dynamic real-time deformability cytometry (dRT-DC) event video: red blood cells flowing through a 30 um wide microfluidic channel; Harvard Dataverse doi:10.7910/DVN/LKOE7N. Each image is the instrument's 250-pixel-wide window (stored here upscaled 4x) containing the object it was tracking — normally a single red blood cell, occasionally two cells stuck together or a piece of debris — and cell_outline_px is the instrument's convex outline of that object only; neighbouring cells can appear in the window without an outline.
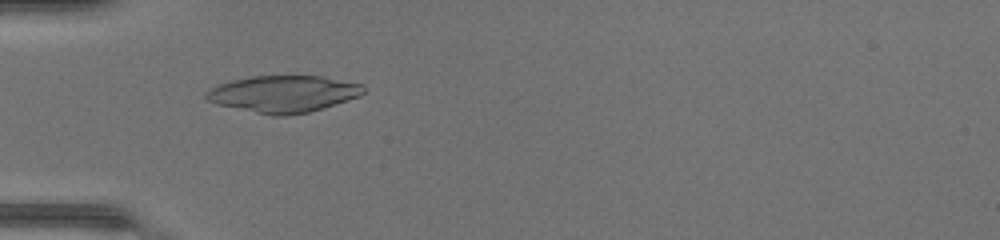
{"species": "common noctule bat (a hibernating species)", "species_latin": "Nyctalus noctula", "temperature_condition": "warm", "stored_images_in_passage": 49, "camera_frame_rate_fps": 3000, "um_per_image_px": 0.085, "animal": {"sex": "female", "body_mass_g": 17.0, "forearm_length_mm": 48.0}, "frame": {"image": 1, "passage_image": 17, "time_ms": 5.333, "image_size_px": [1000, 240], "cell_outline_px": [[364, 92], [360, 96], [308, 112], [288, 116], [272, 116], [216, 104], [208, 100], [204, 96], [204, 92], [208, 88], [232, 80], [252, 76], [320, 76], [364, 84]], "centroid_in_image_um": [24.05, 7.98], "position_along_channel_um": 60.9, "area_um2": 33.7}}
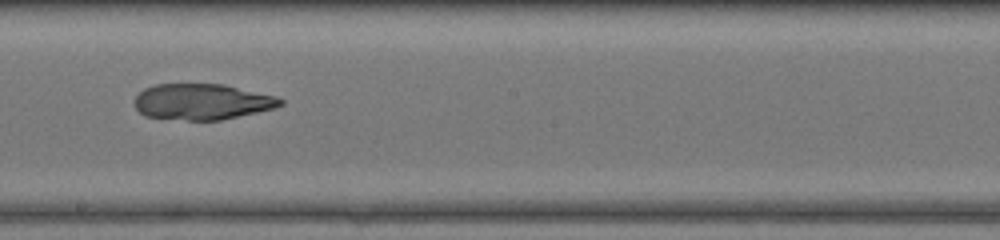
{"frame": {"image": 2, "passage_image": 29, "time_ms": 9.333, "image_size_px": [1000, 240], "cell_outline_px": [[284, 104], [272, 108], [256, 112], [220, 120], [188, 120], [144, 116], [136, 108], [136, 96], [144, 88], [156, 84], [224, 84], [276, 96], [284, 100]], "centroid_in_image_um": [17.18, 8.64], "position_along_channel_um": 231.0, "area_um2": 30.29}}
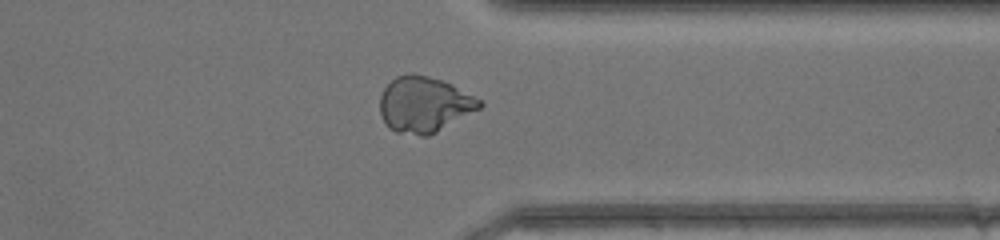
{"frame": {"image": 3, "passage_image": 39, "time_ms": 12.667, "image_size_px": [1000, 240], "cell_outline_px": [[484, 104], [480, 108], [436, 132], [428, 136], [420, 136], [396, 132], [388, 128], [380, 116], [380, 96], [384, 88], [396, 76], [412, 72], [428, 76], [452, 84], [480, 100]], "centroid_in_image_um": [36.02, 8.88], "position_along_channel_um": 375.4, "area_um2": 32.31}}